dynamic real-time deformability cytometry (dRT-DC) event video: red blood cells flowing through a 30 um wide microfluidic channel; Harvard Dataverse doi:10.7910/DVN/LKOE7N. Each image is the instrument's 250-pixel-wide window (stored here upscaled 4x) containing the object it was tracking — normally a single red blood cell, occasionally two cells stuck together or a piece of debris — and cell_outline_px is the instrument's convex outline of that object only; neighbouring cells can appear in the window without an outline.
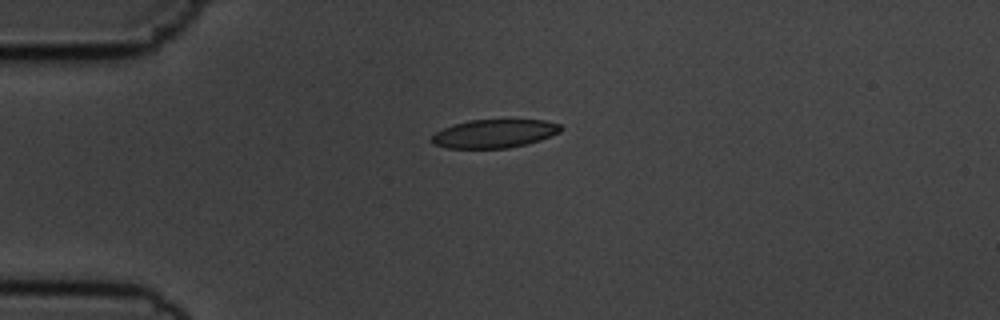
{"species": "common noctule bat (a hibernating species)", "species_latin": "Nyctalus noctula", "temperature_condition": "cold", "stored_images_in_passage": 42, "camera_frame_rate_fps": 3000, "um_per_image_px": 0.085, "animal": {"sex": "male", "body_mass_g": 19.5, "forearm_length_mm": 54.6}, "frame": {"image": 1, "passage_image": 1, "time_ms": 0.0, "image_size_px": [1000, 320], "cell_outline_px": [[564, 128], [560, 132], [540, 140], [528, 144], [508, 148], [448, 148], [432, 144], [428, 140], [436, 132], [452, 124], [468, 120], [544, 120], [560, 124]], "centroid_in_image_um": [42.0, 11.36], "position_along_channel_um": 43.0, "area_um2": 21.56}}
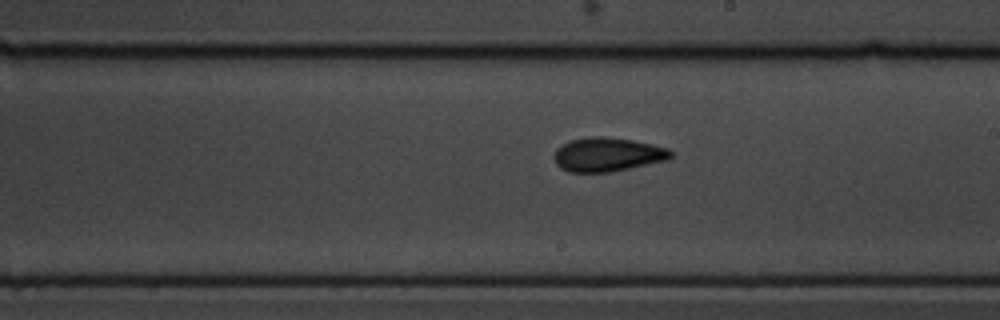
{"frame": {"image": 2, "passage_image": 19, "time_ms": 6.0, "image_size_px": [1000, 320], "cell_outline_px": [[672, 156], [668, 160], [608, 172], [568, 172], [560, 168], [556, 164], [552, 156], [556, 148], [572, 140], [592, 136], [604, 136], [632, 140], [652, 144], [668, 148], [672, 152]], "centroid_in_image_um": [51.61, 13.13], "position_along_channel_um": 237.4, "area_um2": 23.06}}
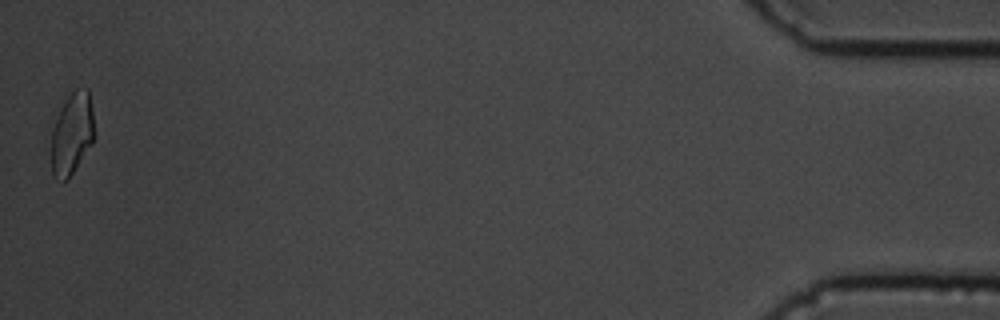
{"frame": {"image": 3, "passage_image": 42, "time_ms": 13.667, "image_size_px": [1000, 320], "cell_outline_px": [[92, 144], [72, 172], [64, 180], [52, 176], [52, 128], [60, 108], [68, 96], [76, 88], [88, 88], [92, 108]], "centroid_in_image_um": [6.1, 11.31], "position_along_channel_um": 429.1, "area_um2": 19.94}, "authors_computed_cell_mechanics": {"area_um2": 21.675, "velocity_mm_per_s": 3.6563, "shape_relaxation_time_tau1_ms": 4.6052, "shape_relaxation_time_tau2_ms": 1.8354, "deformation_change_tau1": 0.1333, "deformation_change_tau2": 0.0665}}